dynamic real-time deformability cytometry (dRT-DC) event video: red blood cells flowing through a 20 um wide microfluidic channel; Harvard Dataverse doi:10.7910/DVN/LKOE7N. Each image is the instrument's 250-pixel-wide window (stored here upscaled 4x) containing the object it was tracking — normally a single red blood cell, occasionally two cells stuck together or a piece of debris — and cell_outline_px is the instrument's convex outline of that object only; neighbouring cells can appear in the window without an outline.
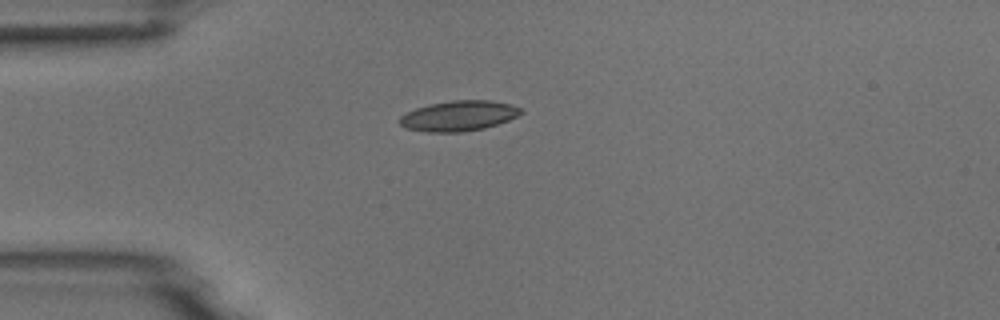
{"species": "common noctule bat (a hibernating species)", "species_latin": "Nyctalus noctula", "temperature_condition": "room temperature", "stored_images_in_passage": 5, "camera_frame_rate_fps": 3000, "um_per_image_px": 0.085, "animal": {"sex": "male", "body_mass_g": 18.8}, "frame": {"image": 1, "passage_image": 5, "time_ms": 4.667, "image_size_px": [1000, 320], "cell_outline_px": [[524, 112], [508, 120], [484, 128], [464, 132], [428, 132], [404, 128], [400, 124], [400, 116], [416, 108], [428, 104], [452, 100], [492, 100], [512, 104], [524, 108]], "centroid_in_image_um": [39.02, 9.84], "position_along_channel_um": 46.0, "area_um2": 21.56}}